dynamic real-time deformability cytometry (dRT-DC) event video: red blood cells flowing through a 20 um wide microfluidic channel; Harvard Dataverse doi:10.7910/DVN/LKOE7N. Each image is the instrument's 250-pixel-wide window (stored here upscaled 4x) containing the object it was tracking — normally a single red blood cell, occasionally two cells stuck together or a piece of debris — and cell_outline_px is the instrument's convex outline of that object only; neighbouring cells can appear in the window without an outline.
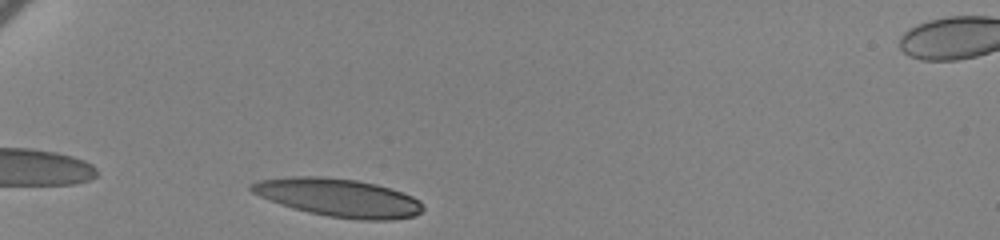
{"species": "human", "species_latin": "Homo sapiens", "temperature_condition": "cold", "stored_images_in_passage": 34, "camera_frame_rate_fps": 3000, "um_per_image_px": 0.085, "donor": {"sex": "female"}, "frame": {"image": 1, "passage_image": 1, "time_ms": 0.0, "image_size_px": [1000, 240], "cell_outline_px": [[424, 208], [416, 216], [392, 220], [360, 220], [328, 216], [308, 212], [292, 208], [280, 204], [260, 196], [252, 192], [248, 188], [248, 184], [256, 180], [292, 176], [320, 176], [356, 180], [376, 184], [412, 196], [420, 200]], "centroid_in_image_um": [28.75, 16.8], "position_along_channel_um": 56.3, "area_um2": 38.21}}
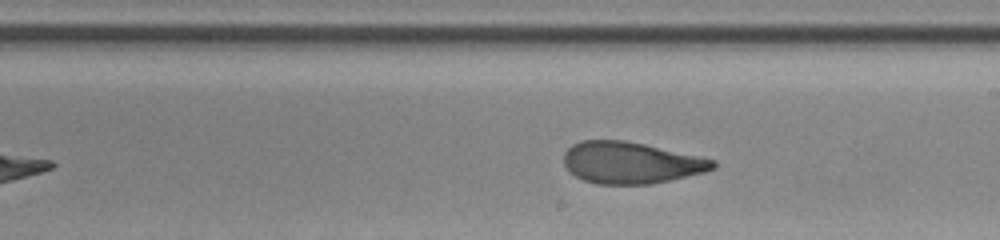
{"frame": {"image": 2, "passage_image": 19, "time_ms": 6.0, "image_size_px": [1000, 240], "cell_outline_px": [[716, 168], [704, 172], [652, 184], [596, 184], [584, 180], [568, 172], [564, 164], [564, 152], [572, 144], [580, 140], [624, 140], [644, 144], [716, 160]], "centroid_in_image_um": [53.59, 13.83], "position_along_channel_um": 235.4, "area_um2": 36.18}}
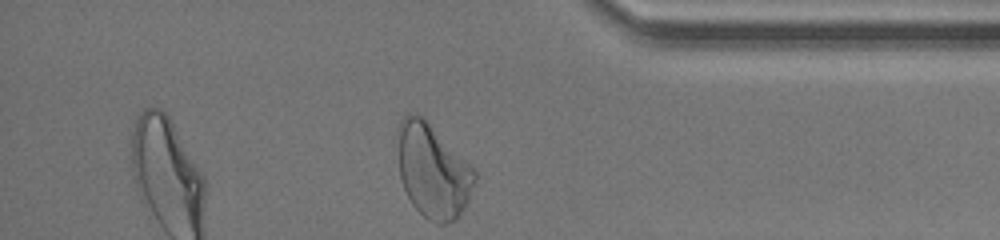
{"frame": {"image": 3, "passage_image": 34, "time_ms": 11.0, "image_size_px": [1000, 240], "cell_outline_px": [[476, 180], [468, 200], [460, 216], [456, 220], [444, 224], [440, 224], [428, 220], [412, 204], [404, 188], [400, 176], [396, 132], [396, 128], [400, 120], [408, 112], [416, 112], [424, 116], [472, 164], [476, 172]], "centroid_in_image_um": [36.79, 14.46], "position_along_channel_um": 398.4, "area_um2": 43.06}, "authors_computed_cell_mechanics": {"area_um2": 37.6567, "velocity_mm_per_s": 3.4391, "shape_relaxation_time_tau1_ms": 6.0761, "shape_relaxation_time_tau2_ms": 1.3597, "deformation_change_tau1": 0.2055, "deformation_change_tau2": 0.0823}}